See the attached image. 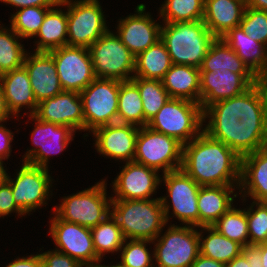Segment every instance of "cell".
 Here are the masks:
<instances>
[{
  "label": "cell",
  "mask_w": 267,
  "mask_h": 267,
  "mask_svg": "<svg viewBox=\"0 0 267 267\" xmlns=\"http://www.w3.org/2000/svg\"><path fill=\"white\" fill-rule=\"evenodd\" d=\"M206 116L210 120L202 130L240 157L264 147L267 111L256 83L240 95L209 105L203 111V121Z\"/></svg>",
  "instance_id": "obj_1"
},
{
  "label": "cell",
  "mask_w": 267,
  "mask_h": 267,
  "mask_svg": "<svg viewBox=\"0 0 267 267\" xmlns=\"http://www.w3.org/2000/svg\"><path fill=\"white\" fill-rule=\"evenodd\" d=\"M181 169L200 186L240 184L241 157L201 130L183 145Z\"/></svg>",
  "instance_id": "obj_2"
},
{
  "label": "cell",
  "mask_w": 267,
  "mask_h": 267,
  "mask_svg": "<svg viewBox=\"0 0 267 267\" xmlns=\"http://www.w3.org/2000/svg\"><path fill=\"white\" fill-rule=\"evenodd\" d=\"M167 197L145 200H112L110 212L125 239L156 240L168 222ZM167 203V204H166Z\"/></svg>",
  "instance_id": "obj_3"
},
{
  "label": "cell",
  "mask_w": 267,
  "mask_h": 267,
  "mask_svg": "<svg viewBox=\"0 0 267 267\" xmlns=\"http://www.w3.org/2000/svg\"><path fill=\"white\" fill-rule=\"evenodd\" d=\"M215 39L203 20L165 23L161 27V40L172 64L200 68Z\"/></svg>",
  "instance_id": "obj_4"
},
{
  "label": "cell",
  "mask_w": 267,
  "mask_h": 267,
  "mask_svg": "<svg viewBox=\"0 0 267 267\" xmlns=\"http://www.w3.org/2000/svg\"><path fill=\"white\" fill-rule=\"evenodd\" d=\"M203 122V110L199 103L170 98L147 126L185 145L201 133Z\"/></svg>",
  "instance_id": "obj_5"
},
{
  "label": "cell",
  "mask_w": 267,
  "mask_h": 267,
  "mask_svg": "<svg viewBox=\"0 0 267 267\" xmlns=\"http://www.w3.org/2000/svg\"><path fill=\"white\" fill-rule=\"evenodd\" d=\"M106 196V183L103 180L91 188L63 198L62 204L54 208V214L59 219L91 229L111 215L112 199Z\"/></svg>",
  "instance_id": "obj_6"
},
{
  "label": "cell",
  "mask_w": 267,
  "mask_h": 267,
  "mask_svg": "<svg viewBox=\"0 0 267 267\" xmlns=\"http://www.w3.org/2000/svg\"><path fill=\"white\" fill-rule=\"evenodd\" d=\"M96 78L127 81L135 71L134 54L122 43L120 38L107 31L89 48Z\"/></svg>",
  "instance_id": "obj_7"
},
{
  "label": "cell",
  "mask_w": 267,
  "mask_h": 267,
  "mask_svg": "<svg viewBox=\"0 0 267 267\" xmlns=\"http://www.w3.org/2000/svg\"><path fill=\"white\" fill-rule=\"evenodd\" d=\"M80 95L85 131L117 123L119 80L95 78Z\"/></svg>",
  "instance_id": "obj_8"
},
{
  "label": "cell",
  "mask_w": 267,
  "mask_h": 267,
  "mask_svg": "<svg viewBox=\"0 0 267 267\" xmlns=\"http://www.w3.org/2000/svg\"><path fill=\"white\" fill-rule=\"evenodd\" d=\"M183 145L175 138L157 132L147 125L139 128L134 160L168 173L181 168Z\"/></svg>",
  "instance_id": "obj_9"
},
{
  "label": "cell",
  "mask_w": 267,
  "mask_h": 267,
  "mask_svg": "<svg viewBox=\"0 0 267 267\" xmlns=\"http://www.w3.org/2000/svg\"><path fill=\"white\" fill-rule=\"evenodd\" d=\"M67 6V45L89 48L109 29L98 0H61Z\"/></svg>",
  "instance_id": "obj_10"
},
{
  "label": "cell",
  "mask_w": 267,
  "mask_h": 267,
  "mask_svg": "<svg viewBox=\"0 0 267 267\" xmlns=\"http://www.w3.org/2000/svg\"><path fill=\"white\" fill-rule=\"evenodd\" d=\"M156 239L153 256L157 267H190L200 254L199 232L194 226L171 225Z\"/></svg>",
  "instance_id": "obj_11"
},
{
  "label": "cell",
  "mask_w": 267,
  "mask_h": 267,
  "mask_svg": "<svg viewBox=\"0 0 267 267\" xmlns=\"http://www.w3.org/2000/svg\"><path fill=\"white\" fill-rule=\"evenodd\" d=\"M49 53L63 91L80 93L96 78L88 48L65 45Z\"/></svg>",
  "instance_id": "obj_12"
},
{
  "label": "cell",
  "mask_w": 267,
  "mask_h": 267,
  "mask_svg": "<svg viewBox=\"0 0 267 267\" xmlns=\"http://www.w3.org/2000/svg\"><path fill=\"white\" fill-rule=\"evenodd\" d=\"M50 233L56 246L61 250L55 249L56 251L74 258L82 266H99L101 260L96 255L90 228L54 216Z\"/></svg>",
  "instance_id": "obj_13"
},
{
  "label": "cell",
  "mask_w": 267,
  "mask_h": 267,
  "mask_svg": "<svg viewBox=\"0 0 267 267\" xmlns=\"http://www.w3.org/2000/svg\"><path fill=\"white\" fill-rule=\"evenodd\" d=\"M48 169L24 162L16 179L6 174V181L10 184L17 207L27 214L42 206L48 199L51 177ZM50 185V186H49Z\"/></svg>",
  "instance_id": "obj_14"
},
{
  "label": "cell",
  "mask_w": 267,
  "mask_h": 267,
  "mask_svg": "<svg viewBox=\"0 0 267 267\" xmlns=\"http://www.w3.org/2000/svg\"><path fill=\"white\" fill-rule=\"evenodd\" d=\"M255 74H236L225 71H200V106L209 105L240 95L256 83Z\"/></svg>",
  "instance_id": "obj_15"
},
{
  "label": "cell",
  "mask_w": 267,
  "mask_h": 267,
  "mask_svg": "<svg viewBox=\"0 0 267 267\" xmlns=\"http://www.w3.org/2000/svg\"><path fill=\"white\" fill-rule=\"evenodd\" d=\"M163 181L171 198L174 215L182 223L199 228V210L197 199L200 185L181 168L164 173Z\"/></svg>",
  "instance_id": "obj_16"
},
{
  "label": "cell",
  "mask_w": 267,
  "mask_h": 267,
  "mask_svg": "<svg viewBox=\"0 0 267 267\" xmlns=\"http://www.w3.org/2000/svg\"><path fill=\"white\" fill-rule=\"evenodd\" d=\"M30 117L36 121L32 132V137L35 139L32 138V143L37 148L28 150L23 161L34 166L48 168L47 162L50 154H57L66 149L75 131L67 126L39 120L34 115Z\"/></svg>",
  "instance_id": "obj_17"
},
{
  "label": "cell",
  "mask_w": 267,
  "mask_h": 267,
  "mask_svg": "<svg viewBox=\"0 0 267 267\" xmlns=\"http://www.w3.org/2000/svg\"><path fill=\"white\" fill-rule=\"evenodd\" d=\"M157 170L135 161L126 162L113 182L116 196L112 200H145L157 189L162 181Z\"/></svg>",
  "instance_id": "obj_18"
},
{
  "label": "cell",
  "mask_w": 267,
  "mask_h": 267,
  "mask_svg": "<svg viewBox=\"0 0 267 267\" xmlns=\"http://www.w3.org/2000/svg\"><path fill=\"white\" fill-rule=\"evenodd\" d=\"M34 116L39 120L84 130L83 103L80 93L62 91L38 103Z\"/></svg>",
  "instance_id": "obj_19"
},
{
  "label": "cell",
  "mask_w": 267,
  "mask_h": 267,
  "mask_svg": "<svg viewBox=\"0 0 267 267\" xmlns=\"http://www.w3.org/2000/svg\"><path fill=\"white\" fill-rule=\"evenodd\" d=\"M136 8L138 14L121 19L117 32V36L134 56L161 39L162 27L152 20L150 14L144 13L146 8L144 4H139Z\"/></svg>",
  "instance_id": "obj_20"
},
{
  "label": "cell",
  "mask_w": 267,
  "mask_h": 267,
  "mask_svg": "<svg viewBox=\"0 0 267 267\" xmlns=\"http://www.w3.org/2000/svg\"><path fill=\"white\" fill-rule=\"evenodd\" d=\"M139 127L131 124L113 123L96 128L92 133L96 137L97 151L104 156L134 160Z\"/></svg>",
  "instance_id": "obj_21"
},
{
  "label": "cell",
  "mask_w": 267,
  "mask_h": 267,
  "mask_svg": "<svg viewBox=\"0 0 267 267\" xmlns=\"http://www.w3.org/2000/svg\"><path fill=\"white\" fill-rule=\"evenodd\" d=\"M26 54L24 67L27 70L32 91L37 103L60 94L61 87L53 56L49 52Z\"/></svg>",
  "instance_id": "obj_22"
},
{
  "label": "cell",
  "mask_w": 267,
  "mask_h": 267,
  "mask_svg": "<svg viewBox=\"0 0 267 267\" xmlns=\"http://www.w3.org/2000/svg\"><path fill=\"white\" fill-rule=\"evenodd\" d=\"M0 87L7 109L16 115L22 106L31 108L30 115L36 112L38 103L35 100L26 68L23 66L0 75Z\"/></svg>",
  "instance_id": "obj_23"
},
{
  "label": "cell",
  "mask_w": 267,
  "mask_h": 267,
  "mask_svg": "<svg viewBox=\"0 0 267 267\" xmlns=\"http://www.w3.org/2000/svg\"><path fill=\"white\" fill-rule=\"evenodd\" d=\"M237 186L244 190L243 197L247 189V195L255 202H267V150L264 147L241 157V177Z\"/></svg>",
  "instance_id": "obj_24"
},
{
  "label": "cell",
  "mask_w": 267,
  "mask_h": 267,
  "mask_svg": "<svg viewBox=\"0 0 267 267\" xmlns=\"http://www.w3.org/2000/svg\"><path fill=\"white\" fill-rule=\"evenodd\" d=\"M246 6L238 0H205L203 21L216 38H221L239 26Z\"/></svg>",
  "instance_id": "obj_25"
},
{
  "label": "cell",
  "mask_w": 267,
  "mask_h": 267,
  "mask_svg": "<svg viewBox=\"0 0 267 267\" xmlns=\"http://www.w3.org/2000/svg\"><path fill=\"white\" fill-rule=\"evenodd\" d=\"M161 81L171 98L185 99L200 104L199 68L172 64Z\"/></svg>",
  "instance_id": "obj_26"
},
{
  "label": "cell",
  "mask_w": 267,
  "mask_h": 267,
  "mask_svg": "<svg viewBox=\"0 0 267 267\" xmlns=\"http://www.w3.org/2000/svg\"><path fill=\"white\" fill-rule=\"evenodd\" d=\"M233 185L200 186L197 205L199 210V227L212 226L232 206Z\"/></svg>",
  "instance_id": "obj_27"
},
{
  "label": "cell",
  "mask_w": 267,
  "mask_h": 267,
  "mask_svg": "<svg viewBox=\"0 0 267 267\" xmlns=\"http://www.w3.org/2000/svg\"><path fill=\"white\" fill-rule=\"evenodd\" d=\"M257 76L267 70V46L251 39L240 26L221 37Z\"/></svg>",
  "instance_id": "obj_28"
},
{
  "label": "cell",
  "mask_w": 267,
  "mask_h": 267,
  "mask_svg": "<svg viewBox=\"0 0 267 267\" xmlns=\"http://www.w3.org/2000/svg\"><path fill=\"white\" fill-rule=\"evenodd\" d=\"M172 62L164 42L160 39L135 58L133 77L162 80Z\"/></svg>",
  "instance_id": "obj_29"
},
{
  "label": "cell",
  "mask_w": 267,
  "mask_h": 267,
  "mask_svg": "<svg viewBox=\"0 0 267 267\" xmlns=\"http://www.w3.org/2000/svg\"><path fill=\"white\" fill-rule=\"evenodd\" d=\"M199 69L215 73L228 69L236 74H254L222 38L211 43Z\"/></svg>",
  "instance_id": "obj_30"
},
{
  "label": "cell",
  "mask_w": 267,
  "mask_h": 267,
  "mask_svg": "<svg viewBox=\"0 0 267 267\" xmlns=\"http://www.w3.org/2000/svg\"><path fill=\"white\" fill-rule=\"evenodd\" d=\"M67 27V12L51 8L36 35L41 39L37 43L36 52H49L67 45Z\"/></svg>",
  "instance_id": "obj_31"
},
{
  "label": "cell",
  "mask_w": 267,
  "mask_h": 267,
  "mask_svg": "<svg viewBox=\"0 0 267 267\" xmlns=\"http://www.w3.org/2000/svg\"><path fill=\"white\" fill-rule=\"evenodd\" d=\"M117 122L144 127L140 91L132 80L119 81Z\"/></svg>",
  "instance_id": "obj_32"
},
{
  "label": "cell",
  "mask_w": 267,
  "mask_h": 267,
  "mask_svg": "<svg viewBox=\"0 0 267 267\" xmlns=\"http://www.w3.org/2000/svg\"><path fill=\"white\" fill-rule=\"evenodd\" d=\"M200 228L210 233L205 239L201 235L202 232L199 233L201 255L227 264L242 252V246L239 243L228 239L212 226H202Z\"/></svg>",
  "instance_id": "obj_33"
},
{
  "label": "cell",
  "mask_w": 267,
  "mask_h": 267,
  "mask_svg": "<svg viewBox=\"0 0 267 267\" xmlns=\"http://www.w3.org/2000/svg\"><path fill=\"white\" fill-rule=\"evenodd\" d=\"M131 80L140 91L144 112V126H146L171 97L160 80L141 77H133Z\"/></svg>",
  "instance_id": "obj_34"
},
{
  "label": "cell",
  "mask_w": 267,
  "mask_h": 267,
  "mask_svg": "<svg viewBox=\"0 0 267 267\" xmlns=\"http://www.w3.org/2000/svg\"><path fill=\"white\" fill-rule=\"evenodd\" d=\"M93 245L97 257L101 260L105 252L120 251L126 239L116 220L109 215L104 221L91 228Z\"/></svg>",
  "instance_id": "obj_35"
},
{
  "label": "cell",
  "mask_w": 267,
  "mask_h": 267,
  "mask_svg": "<svg viewBox=\"0 0 267 267\" xmlns=\"http://www.w3.org/2000/svg\"><path fill=\"white\" fill-rule=\"evenodd\" d=\"M219 233L239 243L242 247L249 245L248 221L246 210L231 208L213 225Z\"/></svg>",
  "instance_id": "obj_36"
},
{
  "label": "cell",
  "mask_w": 267,
  "mask_h": 267,
  "mask_svg": "<svg viewBox=\"0 0 267 267\" xmlns=\"http://www.w3.org/2000/svg\"><path fill=\"white\" fill-rule=\"evenodd\" d=\"M205 0H166L160 10L165 23L200 21L204 16Z\"/></svg>",
  "instance_id": "obj_37"
},
{
  "label": "cell",
  "mask_w": 267,
  "mask_h": 267,
  "mask_svg": "<svg viewBox=\"0 0 267 267\" xmlns=\"http://www.w3.org/2000/svg\"><path fill=\"white\" fill-rule=\"evenodd\" d=\"M9 32V33H8ZM18 34L11 28H0V75L23 66L26 51L18 41Z\"/></svg>",
  "instance_id": "obj_38"
},
{
  "label": "cell",
  "mask_w": 267,
  "mask_h": 267,
  "mask_svg": "<svg viewBox=\"0 0 267 267\" xmlns=\"http://www.w3.org/2000/svg\"><path fill=\"white\" fill-rule=\"evenodd\" d=\"M52 7L29 6L19 9L11 17V28L19 37L29 38L36 36L46 13Z\"/></svg>",
  "instance_id": "obj_39"
},
{
  "label": "cell",
  "mask_w": 267,
  "mask_h": 267,
  "mask_svg": "<svg viewBox=\"0 0 267 267\" xmlns=\"http://www.w3.org/2000/svg\"><path fill=\"white\" fill-rule=\"evenodd\" d=\"M257 206L256 210L252 209ZM246 211L248 221L249 245L267 241V202H253ZM253 211V212H252Z\"/></svg>",
  "instance_id": "obj_40"
},
{
  "label": "cell",
  "mask_w": 267,
  "mask_h": 267,
  "mask_svg": "<svg viewBox=\"0 0 267 267\" xmlns=\"http://www.w3.org/2000/svg\"><path fill=\"white\" fill-rule=\"evenodd\" d=\"M239 26L251 39L267 46V11L246 6Z\"/></svg>",
  "instance_id": "obj_41"
},
{
  "label": "cell",
  "mask_w": 267,
  "mask_h": 267,
  "mask_svg": "<svg viewBox=\"0 0 267 267\" xmlns=\"http://www.w3.org/2000/svg\"><path fill=\"white\" fill-rule=\"evenodd\" d=\"M149 242V240L130 239V242H126L125 246L123 243L120 249V251L122 250V261L120 262L127 267H154L151 263V254L146 248V243Z\"/></svg>",
  "instance_id": "obj_42"
},
{
  "label": "cell",
  "mask_w": 267,
  "mask_h": 267,
  "mask_svg": "<svg viewBox=\"0 0 267 267\" xmlns=\"http://www.w3.org/2000/svg\"><path fill=\"white\" fill-rule=\"evenodd\" d=\"M41 255V267H83L77 260L59 251H48Z\"/></svg>",
  "instance_id": "obj_43"
},
{
  "label": "cell",
  "mask_w": 267,
  "mask_h": 267,
  "mask_svg": "<svg viewBox=\"0 0 267 267\" xmlns=\"http://www.w3.org/2000/svg\"><path fill=\"white\" fill-rule=\"evenodd\" d=\"M16 211L20 215L24 213L17 207L10 184L5 180L0 185V217Z\"/></svg>",
  "instance_id": "obj_44"
},
{
  "label": "cell",
  "mask_w": 267,
  "mask_h": 267,
  "mask_svg": "<svg viewBox=\"0 0 267 267\" xmlns=\"http://www.w3.org/2000/svg\"><path fill=\"white\" fill-rule=\"evenodd\" d=\"M0 1L20 8L29 6H39V7L61 6V0H0Z\"/></svg>",
  "instance_id": "obj_45"
},
{
  "label": "cell",
  "mask_w": 267,
  "mask_h": 267,
  "mask_svg": "<svg viewBox=\"0 0 267 267\" xmlns=\"http://www.w3.org/2000/svg\"><path fill=\"white\" fill-rule=\"evenodd\" d=\"M13 135L10 130H7L3 125H0V160L8 159Z\"/></svg>",
  "instance_id": "obj_46"
},
{
  "label": "cell",
  "mask_w": 267,
  "mask_h": 267,
  "mask_svg": "<svg viewBox=\"0 0 267 267\" xmlns=\"http://www.w3.org/2000/svg\"><path fill=\"white\" fill-rule=\"evenodd\" d=\"M249 261L250 267H263L261 260V250L257 245H246L241 252Z\"/></svg>",
  "instance_id": "obj_47"
},
{
  "label": "cell",
  "mask_w": 267,
  "mask_h": 267,
  "mask_svg": "<svg viewBox=\"0 0 267 267\" xmlns=\"http://www.w3.org/2000/svg\"><path fill=\"white\" fill-rule=\"evenodd\" d=\"M42 259L40 254L31 255L27 258L22 257L21 259L18 258L11 262L6 267H41Z\"/></svg>",
  "instance_id": "obj_48"
},
{
  "label": "cell",
  "mask_w": 267,
  "mask_h": 267,
  "mask_svg": "<svg viewBox=\"0 0 267 267\" xmlns=\"http://www.w3.org/2000/svg\"><path fill=\"white\" fill-rule=\"evenodd\" d=\"M190 267H225V264L199 254Z\"/></svg>",
  "instance_id": "obj_49"
},
{
  "label": "cell",
  "mask_w": 267,
  "mask_h": 267,
  "mask_svg": "<svg viewBox=\"0 0 267 267\" xmlns=\"http://www.w3.org/2000/svg\"><path fill=\"white\" fill-rule=\"evenodd\" d=\"M256 84L262 93L265 109L267 111V70L257 75Z\"/></svg>",
  "instance_id": "obj_50"
},
{
  "label": "cell",
  "mask_w": 267,
  "mask_h": 267,
  "mask_svg": "<svg viewBox=\"0 0 267 267\" xmlns=\"http://www.w3.org/2000/svg\"><path fill=\"white\" fill-rule=\"evenodd\" d=\"M225 267H250V264L246 257L240 253L229 263L225 264Z\"/></svg>",
  "instance_id": "obj_51"
},
{
  "label": "cell",
  "mask_w": 267,
  "mask_h": 267,
  "mask_svg": "<svg viewBox=\"0 0 267 267\" xmlns=\"http://www.w3.org/2000/svg\"><path fill=\"white\" fill-rule=\"evenodd\" d=\"M9 115H12L7 109L5 98L0 87V123L7 120Z\"/></svg>",
  "instance_id": "obj_52"
},
{
  "label": "cell",
  "mask_w": 267,
  "mask_h": 267,
  "mask_svg": "<svg viewBox=\"0 0 267 267\" xmlns=\"http://www.w3.org/2000/svg\"><path fill=\"white\" fill-rule=\"evenodd\" d=\"M247 7L267 11V0H248Z\"/></svg>",
  "instance_id": "obj_53"
},
{
  "label": "cell",
  "mask_w": 267,
  "mask_h": 267,
  "mask_svg": "<svg viewBox=\"0 0 267 267\" xmlns=\"http://www.w3.org/2000/svg\"><path fill=\"white\" fill-rule=\"evenodd\" d=\"M261 250V260L263 267H267V245L265 243L257 245Z\"/></svg>",
  "instance_id": "obj_54"
},
{
  "label": "cell",
  "mask_w": 267,
  "mask_h": 267,
  "mask_svg": "<svg viewBox=\"0 0 267 267\" xmlns=\"http://www.w3.org/2000/svg\"><path fill=\"white\" fill-rule=\"evenodd\" d=\"M6 170L3 167V161L0 160V185L6 180Z\"/></svg>",
  "instance_id": "obj_55"
},
{
  "label": "cell",
  "mask_w": 267,
  "mask_h": 267,
  "mask_svg": "<svg viewBox=\"0 0 267 267\" xmlns=\"http://www.w3.org/2000/svg\"><path fill=\"white\" fill-rule=\"evenodd\" d=\"M98 267H127L126 265L122 264L121 262L118 263L117 265H112V266H102V265H99Z\"/></svg>",
  "instance_id": "obj_56"
},
{
  "label": "cell",
  "mask_w": 267,
  "mask_h": 267,
  "mask_svg": "<svg viewBox=\"0 0 267 267\" xmlns=\"http://www.w3.org/2000/svg\"><path fill=\"white\" fill-rule=\"evenodd\" d=\"M264 148L267 150V136H266V141H265Z\"/></svg>",
  "instance_id": "obj_57"
},
{
  "label": "cell",
  "mask_w": 267,
  "mask_h": 267,
  "mask_svg": "<svg viewBox=\"0 0 267 267\" xmlns=\"http://www.w3.org/2000/svg\"><path fill=\"white\" fill-rule=\"evenodd\" d=\"M238 1H242V2H244L247 5V1L248 0H238Z\"/></svg>",
  "instance_id": "obj_58"
}]
</instances>
